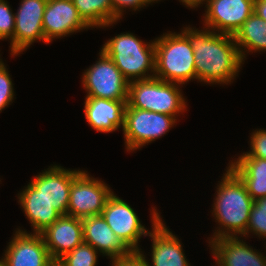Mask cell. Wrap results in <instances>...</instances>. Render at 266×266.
<instances>
[{
    "mask_svg": "<svg viewBox=\"0 0 266 266\" xmlns=\"http://www.w3.org/2000/svg\"><path fill=\"white\" fill-rule=\"evenodd\" d=\"M180 85L156 77L129 82L126 107L177 117L187 108Z\"/></svg>",
    "mask_w": 266,
    "mask_h": 266,
    "instance_id": "5",
    "label": "cell"
},
{
    "mask_svg": "<svg viewBox=\"0 0 266 266\" xmlns=\"http://www.w3.org/2000/svg\"><path fill=\"white\" fill-rule=\"evenodd\" d=\"M177 118L163 113L125 107L124 141L125 148L133 152L161 138L176 125Z\"/></svg>",
    "mask_w": 266,
    "mask_h": 266,
    "instance_id": "6",
    "label": "cell"
},
{
    "mask_svg": "<svg viewBox=\"0 0 266 266\" xmlns=\"http://www.w3.org/2000/svg\"><path fill=\"white\" fill-rule=\"evenodd\" d=\"M155 208L151 209L152 231L149 230L148 233L152 239L150 266H191L186 259L179 238L165 226Z\"/></svg>",
    "mask_w": 266,
    "mask_h": 266,
    "instance_id": "13",
    "label": "cell"
},
{
    "mask_svg": "<svg viewBox=\"0 0 266 266\" xmlns=\"http://www.w3.org/2000/svg\"><path fill=\"white\" fill-rule=\"evenodd\" d=\"M89 175L82 170L72 181L67 215L83 219L102 214L113 192L103 181Z\"/></svg>",
    "mask_w": 266,
    "mask_h": 266,
    "instance_id": "8",
    "label": "cell"
},
{
    "mask_svg": "<svg viewBox=\"0 0 266 266\" xmlns=\"http://www.w3.org/2000/svg\"><path fill=\"white\" fill-rule=\"evenodd\" d=\"M228 164L245 184L253 200L266 197V159L249 157L243 152Z\"/></svg>",
    "mask_w": 266,
    "mask_h": 266,
    "instance_id": "21",
    "label": "cell"
},
{
    "mask_svg": "<svg viewBox=\"0 0 266 266\" xmlns=\"http://www.w3.org/2000/svg\"><path fill=\"white\" fill-rule=\"evenodd\" d=\"M184 27L181 33L194 49L197 81L207 84H228L236 79L244 63L233 35L217 33L203 27Z\"/></svg>",
    "mask_w": 266,
    "mask_h": 266,
    "instance_id": "1",
    "label": "cell"
},
{
    "mask_svg": "<svg viewBox=\"0 0 266 266\" xmlns=\"http://www.w3.org/2000/svg\"><path fill=\"white\" fill-rule=\"evenodd\" d=\"M142 251H131L128 255L115 259L111 266H150Z\"/></svg>",
    "mask_w": 266,
    "mask_h": 266,
    "instance_id": "30",
    "label": "cell"
},
{
    "mask_svg": "<svg viewBox=\"0 0 266 266\" xmlns=\"http://www.w3.org/2000/svg\"><path fill=\"white\" fill-rule=\"evenodd\" d=\"M154 42V77L181 85L197 79L194 49L182 33L170 31L157 37Z\"/></svg>",
    "mask_w": 266,
    "mask_h": 266,
    "instance_id": "4",
    "label": "cell"
},
{
    "mask_svg": "<svg viewBox=\"0 0 266 266\" xmlns=\"http://www.w3.org/2000/svg\"><path fill=\"white\" fill-rule=\"evenodd\" d=\"M254 13L266 22V0H254Z\"/></svg>",
    "mask_w": 266,
    "mask_h": 266,
    "instance_id": "31",
    "label": "cell"
},
{
    "mask_svg": "<svg viewBox=\"0 0 266 266\" xmlns=\"http://www.w3.org/2000/svg\"><path fill=\"white\" fill-rule=\"evenodd\" d=\"M239 238L241 236L208 241L217 266H266V256Z\"/></svg>",
    "mask_w": 266,
    "mask_h": 266,
    "instance_id": "17",
    "label": "cell"
},
{
    "mask_svg": "<svg viewBox=\"0 0 266 266\" xmlns=\"http://www.w3.org/2000/svg\"><path fill=\"white\" fill-rule=\"evenodd\" d=\"M179 1L182 2V4L186 5V7L195 9L199 5V3H201L202 0H179Z\"/></svg>",
    "mask_w": 266,
    "mask_h": 266,
    "instance_id": "32",
    "label": "cell"
},
{
    "mask_svg": "<svg viewBox=\"0 0 266 266\" xmlns=\"http://www.w3.org/2000/svg\"><path fill=\"white\" fill-rule=\"evenodd\" d=\"M226 169L217 185L212 211L219 227L209 241L222 237H237L238 234L242 236L246 232L254 204L239 176L229 166Z\"/></svg>",
    "mask_w": 266,
    "mask_h": 266,
    "instance_id": "2",
    "label": "cell"
},
{
    "mask_svg": "<svg viewBox=\"0 0 266 266\" xmlns=\"http://www.w3.org/2000/svg\"><path fill=\"white\" fill-rule=\"evenodd\" d=\"M100 50L111 58L128 82L153 78L155 75L154 40L144 42L133 33H121L107 40Z\"/></svg>",
    "mask_w": 266,
    "mask_h": 266,
    "instance_id": "3",
    "label": "cell"
},
{
    "mask_svg": "<svg viewBox=\"0 0 266 266\" xmlns=\"http://www.w3.org/2000/svg\"><path fill=\"white\" fill-rule=\"evenodd\" d=\"M253 233L258 238L266 239V197L254 200V204L250 211L249 221L246 232L242 235L245 238L249 233Z\"/></svg>",
    "mask_w": 266,
    "mask_h": 266,
    "instance_id": "25",
    "label": "cell"
},
{
    "mask_svg": "<svg viewBox=\"0 0 266 266\" xmlns=\"http://www.w3.org/2000/svg\"><path fill=\"white\" fill-rule=\"evenodd\" d=\"M0 266H5V262H4L3 257L0 259Z\"/></svg>",
    "mask_w": 266,
    "mask_h": 266,
    "instance_id": "33",
    "label": "cell"
},
{
    "mask_svg": "<svg viewBox=\"0 0 266 266\" xmlns=\"http://www.w3.org/2000/svg\"><path fill=\"white\" fill-rule=\"evenodd\" d=\"M50 266H61L57 261H54Z\"/></svg>",
    "mask_w": 266,
    "mask_h": 266,
    "instance_id": "34",
    "label": "cell"
},
{
    "mask_svg": "<svg viewBox=\"0 0 266 266\" xmlns=\"http://www.w3.org/2000/svg\"><path fill=\"white\" fill-rule=\"evenodd\" d=\"M40 234L51 258L57 261L83 242L82 221L77 217L61 215Z\"/></svg>",
    "mask_w": 266,
    "mask_h": 266,
    "instance_id": "16",
    "label": "cell"
},
{
    "mask_svg": "<svg viewBox=\"0 0 266 266\" xmlns=\"http://www.w3.org/2000/svg\"><path fill=\"white\" fill-rule=\"evenodd\" d=\"M249 143L251 151L244 152L247 156L266 159V129L254 130Z\"/></svg>",
    "mask_w": 266,
    "mask_h": 266,
    "instance_id": "29",
    "label": "cell"
},
{
    "mask_svg": "<svg viewBox=\"0 0 266 266\" xmlns=\"http://www.w3.org/2000/svg\"><path fill=\"white\" fill-rule=\"evenodd\" d=\"M201 4H206L204 26L230 35H234L254 12V0H202L197 7Z\"/></svg>",
    "mask_w": 266,
    "mask_h": 266,
    "instance_id": "10",
    "label": "cell"
},
{
    "mask_svg": "<svg viewBox=\"0 0 266 266\" xmlns=\"http://www.w3.org/2000/svg\"><path fill=\"white\" fill-rule=\"evenodd\" d=\"M18 199L19 205L31 223L33 233L40 234L61 216L30 182L18 193Z\"/></svg>",
    "mask_w": 266,
    "mask_h": 266,
    "instance_id": "20",
    "label": "cell"
},
{
    "mask_svg": "<svg viewBox=\"0 0 266 266\" xmlns=\"http://www.w3.org/2000/svg\"><path fill=\"white\" fill-rule=\"evenodd\" d=\"M160 0H111L113 7V22H118L122 18L124 9L137 11L144 6L155 3Z\"/></svg>",
    "mask_w": 266,
    "mask_h": 266,
    "instance_id": "28",
    "label": "cell"
},
{
    "mask_svg": "<svg viewBox=\"0 0 266 266\" xmlns=\"http://www.w3.org/2000/svg\"><path fill=\"white\" fill-rule=\"evenodd\" d=\"M99 252L84 241L67 252L57 262L61 266H96Z\"/></svg>",
    "mask_w": 266,
    "mask_h": 266,
    "instance_id": "24",
    "label": "cell"
},
{
    "mask_svg": "<svg viewBox=\"0 0 266 266\" xmlns=\"http://www.w3.org/2000/svg\"><path fill=\"white\" fill-rule=\"evenodd\" d=\"M42 24L47 44L55 38L67 37L71 33L90 28L79 15L72 0H47Z\"/></svg>",
    "mask_w": 266,
    "mask_h": 266,
    "instance_id": "14",
    "label": "cell"
},
{
    "mask_svg": "<svg viewBox=\"0 0 266 266\" xmlns=\"http://www.w3.org/2000/svg\"><path fill=\"white\" fill-rule=\"evenodd\" d=\"M15 14L13 56L19 55L36 40L45 43L43 15L47 0H21Z\"/></svg>",
    "mask_w": 266,
    "mask_h": 266,
    "instance_id": "11",
    "label": "cell"
},
{
    "mask_svg": "<svg viewBox=\"0 0 266 266\" xmlns=\"http://www.w3.org/2000/svg\"><path fill=\"white\" fill-rule=\"evenodd\" d=\"M8 1L0 0V40H10L11 57H13V34L15 28V14Z\"/></svg>",
    "mask_w": 266,
    "mask_h": 266,
    "instance_id": "26",
    "label": "cell"
},
{
    "mask_svg": "<svg viewBox=\"0 0 266 266\" xmlns=\"http://www.w3.org/2000/svg\"><path fill=\"white\" fill-rule=\"evenodd\" d=\"M4 252L5 266H50L54 262L41 234L18 228Z\"/></svg>",
    "mask_w": 266,
    "mask_h": 266,
    "instance_id": "12",
    "label": "cell"
},
{
    "mask_svg": "<svg viewBox=\"0 0 266 266\" xmlns=\"http://www.w3.org/2000/svg\"><path fill=\"white\" fill-rule=\"evenodd\" d=\"M101 215L130 251H141L138 243L142 236H148L149 231L141 224L136 212L128 203L113 193Z\"/></svg>",
    "mask_w": 266,
    "mask_h": 266,
    "instance_id": "9",
    "label": "cell"
},
{
    "mask_svg": "<svg viewBox=\"0 0 266 266\" xmlns=\"http://www.w3.org/2000/svg\"><path fill=\"white\" fill-rule=\"evenodd\" d=\"M82 170H68L52 165L34 176L30 182L40 194L61 214L67 215L72 181Z\"/></svg>",
    "mask_w": 266,
    "mask_h": 266,
    "instance_id": "15",
    "label": "cell"
},
{
    "mask_svg": "<svg viewBox=\"0 0 266 266\" xmlns=\"http://www.w3.org/2000/svg\"><path fill=\"white\" fill-rule=\"evenodd\" d=\"M79 15L93 29L113 26V7L111 0H72Z\"/></svg>",
    "mask_w": 266,
    "mask_h": 266,
    "instance_id": "23",
    "label": "cell"
},
{
    "mask_svg": "<svg viewBox=\"0 0 266 266\" xmlns=\"http://www.w3.org/2000/svg\"><path fill=\"white\" fill-rule=\"evenodd\" d=\"M81 221L83 241L96 249L100 255L102 253L113 261L131 252L111 230L102 215L86 217Z\"/></svg>",
    "mask_w": 266,
    "mask_h": 266,
    "instance_id": "18",
    "label": "cell"
},
{
    "mask_svg": "<svg viewBox=\"0 0 266 266\" xmlns=\"http://www.w3.org/2000/svg\"><path fill=\"white\" fill-rule=\"evenodd\" d=\"M84 71L82 84L86 97L127 100L129 82L103 50L99 52L98 61Z\"/></svg>",
    "mask_w": 266,
    "mask_h": 266,
    "instance_id": "7",
    "label": "cell"
},
{
    "mask_svg": "<svg viewBox=\"0 0 266 266\" xmlns=\"http://www.w3.org/2000/svg\"><path fill=\"white\" fill-rule=\"evenodd\" d=\"M14 86L4 62L0 65V112L14 100Z\"/></svg>",
    "mask_w": 266,
    "mask_h": 266,
    "instance_id": "27",
    "label": "cell"
},
{
    "mask_svg": "<svg viewBox=\"0 0 266 266\" xmlns=\"http://www.w3.org/2000/svg\"><path fill=\"white\" fill-rule=\"evenodd\" d=\"M233 37L244 61L246 52L266 51V22L253 12Z\"/></svg>",
    "mask_w": 266,
    "mask_h": 266,
    "instance_id": "22",
    "label": "cell"
},
{
    "mask_svg": "<svg viewBox=\"0 0 266 266\" xmlns=\"http://www.w3.org/2000/svg\"><path fill=\"white\" fill-rule=\"evenodd\" d=\"M127 100H109L86 97L84 113L86 121L97 132L110 133L124 128V111Z\"/></svg>",
    "mask_w": 266,
    "mask_h": 266,
    "instance_id": "19",
    "label": "cell"
}]
</instances>
